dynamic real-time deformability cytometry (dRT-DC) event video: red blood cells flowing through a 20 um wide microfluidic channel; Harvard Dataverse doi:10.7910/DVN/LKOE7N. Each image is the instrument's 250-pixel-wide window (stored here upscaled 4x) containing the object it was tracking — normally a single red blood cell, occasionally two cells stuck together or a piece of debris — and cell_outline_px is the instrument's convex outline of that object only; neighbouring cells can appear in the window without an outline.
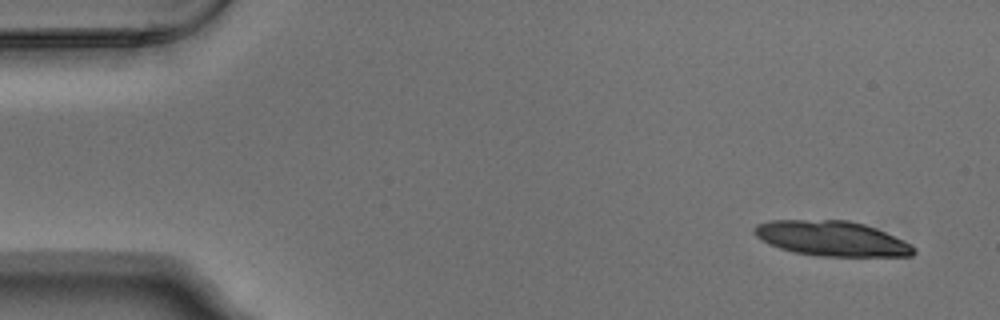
{"species": "Egyptian fruit bat (a non-hibernating species)", "species_latin": "Rousettus aegyptiacus", "temperature_condition": "warm", "stored_images_in_passage": 8, "segment_of_instrument_passage": [1, 2], "camera_frame_rate_fps": 3000, "um_per_image_px": 0.085, "animal": {"sex": "male"}, "frame": {"image": 1, "passage_image": 1, "time_ms": 0.0, "image_size_px": [1000, 320], "cell_outline_px": [[916, 252], [912, 256], [820, 256], [792, 252], [768, 244], [756, 236], [752, 232], [752, 228], [756, 224], [772, 220], [848, 220], [864, 224], [876, 228], [916, 248]], "centroid_in_image_um": [70.63, 20.27], "position_along_channel_um": 14.4, "area_um2": 32.43}}
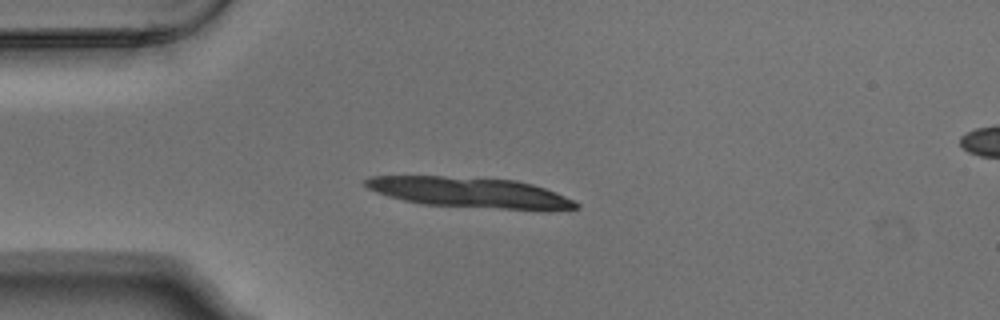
{"frame": {"image": 2, "passage_image": 3, "time_ms": 0.667, "image_size_px": [1000, 320], "cell_outline_px": [[580, 208], [548, 212], [544, 212], [420, 204], [388, 196], [376, 192], [368, 188], [364, 184], [364, 180], [368, 176], [444, 176], [516, 180], [532, 184], [556, 192], [580, 204]], "centroid_in_image_um": [40.03, 16.39], "position_along_channel_um": 45.0, "area_um2": 38.09}}